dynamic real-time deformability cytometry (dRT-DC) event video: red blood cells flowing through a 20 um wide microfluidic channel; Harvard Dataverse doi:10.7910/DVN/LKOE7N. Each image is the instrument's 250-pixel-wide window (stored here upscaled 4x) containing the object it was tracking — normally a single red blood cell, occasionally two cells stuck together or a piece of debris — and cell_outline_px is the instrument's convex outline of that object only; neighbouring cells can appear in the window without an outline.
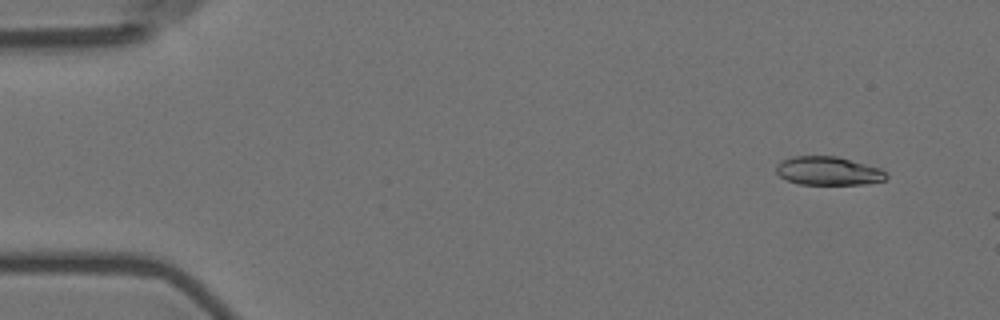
{"species": "Egyptian fruit bat (a non-hibernating species)", "species_latin": "Rousettus aegyptiacus", "temperature_condition": "room temperature", "stored_images_in_passage": 2, "camera_frame_rate_fps": 3000, "um_per_image_px": 0.085, "animal": {"sex": "female"}, "frame": {"image": 1, "passage_image": 1, "time_ms": 0.0, "image_size_px": [1000, 320], "cell_outline_px": [[888, 176], [884, 180], [864, 184], [800, 184], [788, 180], [780, 176], [776, 172], [776, 164], [780, 160], [792, 156], [836, 156], [880, 168]], "centroid_in_image_um": [70.36, 14.52], "position_along_channel_um": 14.6, "area_um2": 18.21}}